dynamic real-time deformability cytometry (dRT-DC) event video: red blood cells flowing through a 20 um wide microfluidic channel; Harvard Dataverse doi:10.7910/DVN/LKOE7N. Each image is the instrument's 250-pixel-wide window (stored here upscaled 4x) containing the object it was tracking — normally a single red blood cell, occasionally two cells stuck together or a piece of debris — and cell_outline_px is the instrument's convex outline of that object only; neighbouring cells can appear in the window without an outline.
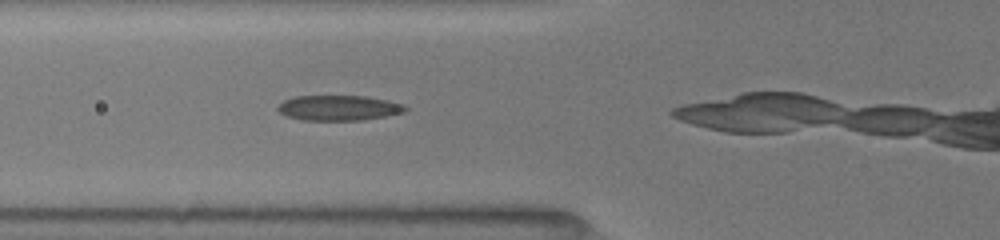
{"species": "common noctule bat (a hibernating species)", "species_latin": "Nyctalus noctula", "temperature_condition": "room temperature", "stored_images_in_passage": 3, "camera_frame_rate_fps": 3000, "um_per_image_px": 0.085, "animal": {"sex": "female", "body_mass_g": 19.5, "forearm_length_mm": 54.1}, "frame": {"image": 1, "passage_image": 2, "time_ms": 1.0, "image_size_px": [1000, 240], "cell_outline_px": [[408, 108], [404, 112], [388, 116], [364, 120], [304, 120], [288, 116], [280, 112], [276, 108], [284, 100], [296, 96], [368, 96], [388, 100], [404, 104]], "centroid_in_image_um": [28.85, 9.17], "position_along_channel_um": 97.0, "area_um2": 18.79}}